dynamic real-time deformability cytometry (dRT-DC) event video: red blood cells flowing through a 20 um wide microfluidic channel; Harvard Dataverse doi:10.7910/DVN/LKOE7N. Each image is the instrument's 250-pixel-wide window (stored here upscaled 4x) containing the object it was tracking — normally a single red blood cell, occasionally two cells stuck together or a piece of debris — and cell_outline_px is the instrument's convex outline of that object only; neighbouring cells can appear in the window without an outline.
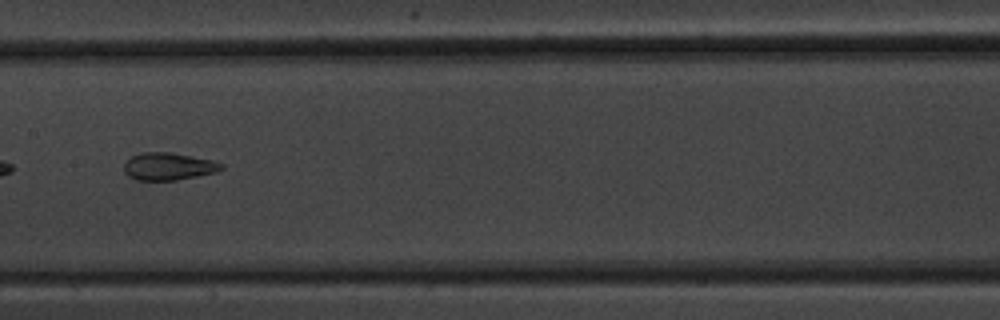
{"species": "common noctule bat (a hibernating species)", "species_latin": "Nyctalus noctula", "temperature_condition": "warm", "stored_images_in_passage": 6, "camera_frame_rate_fps": 3000, "um_per_image_px": 0.085, "animal": {"sex": "male", "body_mass_g": 20.1, "forearm_length_mm": 53.5}, "frame": {"image": 1, "passage_image": 6, "time_ms": 5.667, "image_size_px": [1000, 320], "cell_outline_px": [[224, 168], [216, 172], [176, 180], [136, 180], [128, 176], [124, 172], [124, 164], [132, 156], [144, 152], [172, 152], [212, 160], [224, 164]], "centroid_in_image_um": [14.32, 14.14], "position_along_channel_um": 193.1, "area_um2": 15.55}}